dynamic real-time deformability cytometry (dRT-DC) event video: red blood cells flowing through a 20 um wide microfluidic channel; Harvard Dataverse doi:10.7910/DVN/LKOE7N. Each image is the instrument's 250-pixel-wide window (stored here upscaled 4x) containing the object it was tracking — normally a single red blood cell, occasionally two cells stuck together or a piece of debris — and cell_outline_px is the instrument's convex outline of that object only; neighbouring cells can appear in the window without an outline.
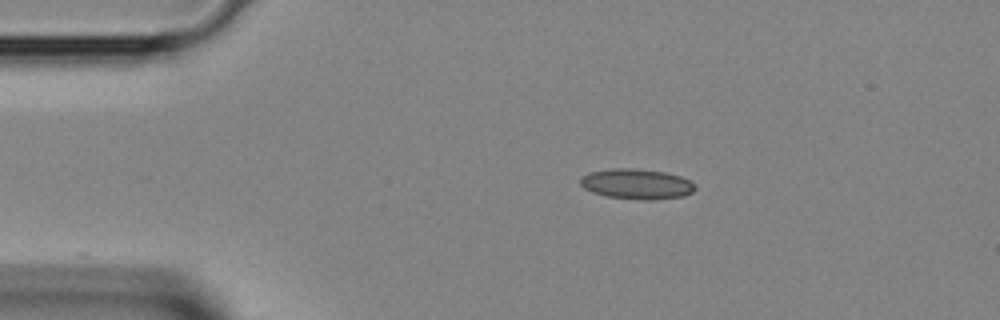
{"species": "Egyptian fruit bat (a non-hibernating species)", "species_latin": "Rousettus aegyptiacus", "temperature_condition": "room temperature", "stored_images_in_passage": 3, "camera_frame_rate_fps": 3000, "um_per_image_px": 0.085, "animal": {"sex": "female"}, "frame": {"image": 1, "passage_image": 1, "time_ms": 0.0, "image_size_px": [1000, 320], "cell_outline_px": [[696, 188], [692, 192], [684, 196], [652, 200], [640, 200], [604, 196], [592, 192], [584, 188], [580, 184], [580, 176], [588, 172], [612, 168], [636, 168], [664, 172], [680, 176], [696, 184]], "centroid_in_image_um": [54.09, 15.64], "position_along_channel_um": 30.9, "area_um2": 20.52}}